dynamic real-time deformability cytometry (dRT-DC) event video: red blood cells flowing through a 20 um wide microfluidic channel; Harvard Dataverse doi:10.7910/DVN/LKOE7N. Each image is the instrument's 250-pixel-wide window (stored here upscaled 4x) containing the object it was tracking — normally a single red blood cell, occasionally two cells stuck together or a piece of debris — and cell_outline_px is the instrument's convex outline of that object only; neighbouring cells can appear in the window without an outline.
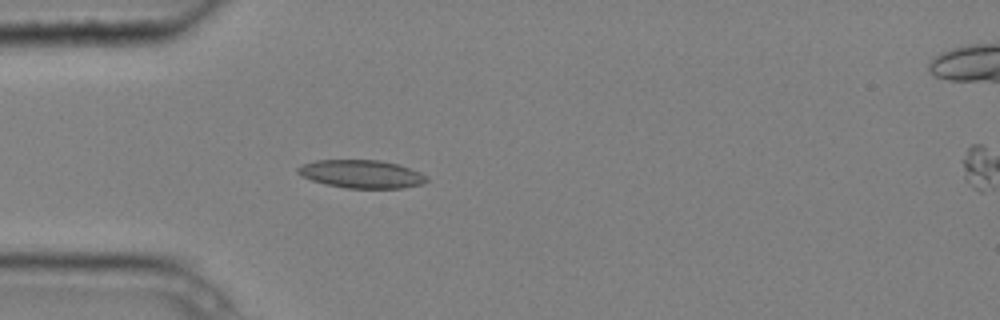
{"species": "common noctule bat (a hibernating species)", "species_latin": "Nyctalus noctula", "temperature_condition": "cold", "stored_images_in_passage": 5, "segment_of_instrument_passage": [1, 2], "camera_frame_rate_fps": 3000, "um_per_image_px": 0.085, "animal": {"sex": "male", "body_mass_g": 20.4}, "frame": {"image": 1, "passage_image": 4, "time_ms": 1.0, "image_size_px": [1000, 320], "cell_outline_px": [[428, 180], [424, 184], [404, 188], [344, 188], [324, 184], [300, 176], [296, 172], [296, 168], [304, 164], [316, 160], [380, 160], [396, 164], [420, 172], [428, 176]], "centroid_in_image_um": [30.72, 14.8], "position_along_channel_um": 54.3, "area_um2": 21.21}}